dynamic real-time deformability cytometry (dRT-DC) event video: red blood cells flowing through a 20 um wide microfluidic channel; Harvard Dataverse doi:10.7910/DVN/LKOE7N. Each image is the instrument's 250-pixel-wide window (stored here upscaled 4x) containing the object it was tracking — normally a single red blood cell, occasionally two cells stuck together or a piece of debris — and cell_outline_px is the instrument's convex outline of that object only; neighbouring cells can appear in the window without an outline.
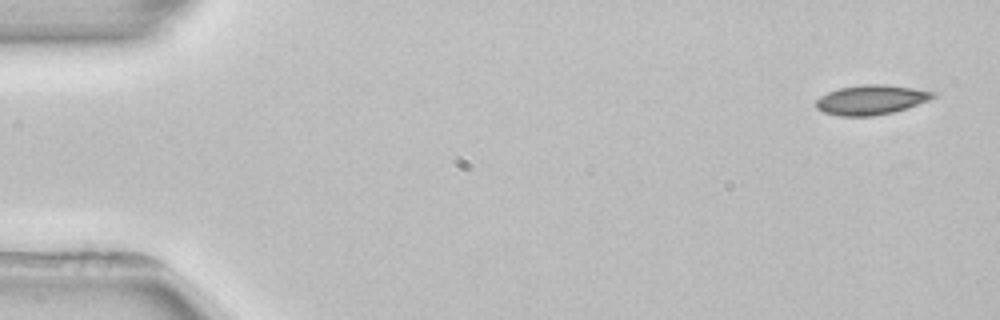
{"species": "common noctule bat (a hibernating species)", "species_latin": "Nyctalus noctula", "temperature_condition": "room temperature", "stored_images_in_passage": 4, "camera_frame_rate_fps": 3000, "um_per_image_px": 0.085, "animal": {"sex": "female", "body_mass_g": 22.7, "forearm_length_mm": 54.2}, "frame": {"image": 1, "passage_image": 1, "time_ms": 0.0, "image_size_px": [1000, 320], "cell_outline_px": [[936, 96], [928, 100], [908, 108], [892, 112], [872, 116], [840, 116], [824, 112], [816, 108], [816, 100], [820, 96], [828, 92], [840, 88], [864, 84], [884, 84], [912, 88], [936, 92]], "centroid_in_image_um": [74.04, 8.48], "position_along_channel_um": 11.0, "area_um2": 20.11}}
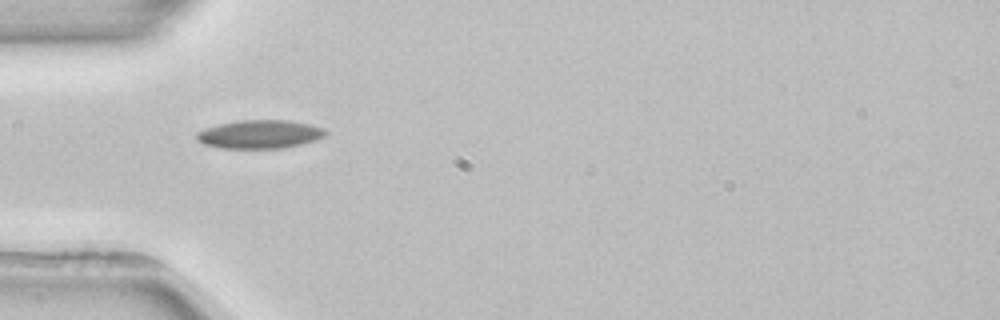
{"frame": {"image": 2, "passage_image": 4, "time_ms": 4.667, "image_size_px": [1000, 320], "cell_outline_px": [[328, 132], [324, 136], [316, 140], [300, 144], [280, 148], [224, 148], [204, 144], [196, 140], [196, 132], [204, 128], [220, 124], [240, 120], [288, 120], [308, 124], [324, 128]], "centroid_in_image_um": [22.07, 11.4], "position_along_channel_um": 62.9, "area_um2": 21.27}}